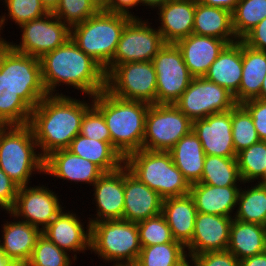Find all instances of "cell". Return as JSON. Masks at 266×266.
<instances>
[{"mask_svg":"<svg viewBox=\"0 0 266 266\" xmlns=\"http://www.w3.org/2000/svg\"><path fill=\"white\" fill-rule=\"evenodd\" d=\"M92 106L93 97L91 102H86L60 93L42 99L32 110L29 126L43 158L69 147L80 133L84 114Z\"/></svg>","mask_w":266,"mask_h":266,"instance_id":"6da1fadb","label":"cell"},{"mask_svg":"<svg viewBox=\"0 0 266 266\" xmlns=\"http://www.w3.org/2000/svg\"><path fill=\"white\" fill-rule=\"evenodd\" d=\"M40 63L42 81L48 95H59L57 86L60 85L72 86L88 95L89 99L106 89L104 69L80 50L71 38L45 53Z\"/></svg>","mask_w":266,"mask_h":266,"instance_id":"7a4b0ae2","label":"cell"},{"mask_svg":"<svg viewBox=\"0 0 266 266\" xmlns=\"http://www.w3.org/2000/svg\"><path fill=\"white\" fill-rule=\"evenodd\" d=\"M149 105L118 98L106 89L93 96V106L103 115L111 135V145L125 158L142 149Z\"/></svg>","mask_w":266,"mask_h":266,"instance_id":"3957f363","label":"cell"},{"mask_svg":"<svg viewBox=\"0 0 266 266\" xmlns=\"http://www.w3.org/2000/svg\"><path fill=\"white\" fill-rule=\"evenodd\" d=\"M37 148L29 125L0 126V168L19 187L28 185L32 174L44 173V158Z\"/></svg>","mask_w":266,"mask_h":266,"instance_id":"277c9868","label":"cell"},{"mask_svg":"<svg viewBox=\"0 0 266 266\" xmlns=\"http://www.w3.org/2000/svg\"><path fill=\"white\" fill-rule=\"evenodd\" d=\"M132 18L100 9L82 23L71 27V39L80 50L104 70L112 61L121 34Z\"/></svg>","mask_w":266,"mask_h":266,"instance_id":"5b68a950","label":"cell"},{"mask_svg":"<svg viewBox=\"0 0 266 266\" xmlns=\"http://www.w3.org/2000/svg\"><path fill=\"white\" fill-rule=\"evenodd\" d=\"M124 165L163 199L189 194L190 185L175 166L169 152L140 149L127 155Z\"/></svg>","mask_w":266,"mask_h":266,"instance_id":"8992f818","label":"cell"},{"mask_svg":"<svg viewBox=\"0 0 266 266\" xmlns=\"http://www.w3.org/2000/svg\"><path fill=\"white\" fill-rule=\"evenodd\" d=\"M90 251L114 264H135L141 251L137 223L106 220L90 224Z\"/></svg>","mask_w":266,"mask_h":266,"instance_id":"52a82bcc","label":"cell"},{"mask_svg":"<svg viewBox=\"0 0 266 266\" xmlns=\"http://www.w3.org/2000/svg\"><path fill=\"white\" fill-rule=\"evenodd\" d=\"M192 130V121L174 104L149 105L142 149L169 152Z\"/></svg>","mask_w":266,"mask_h":266,"instance_id":"ba28073f","label":"cell"},{"mask_svg":"<svg viewBox=\"0 0 266 266\" xmlns=\"http://www.w3.org/2000/svg\"><path fill=\"white\" fill-rule=\"evenodd\" d=\"M156 88L157 75L152 61L119 64L106 74V90L124 100L156 104Z\"/></svg>","mask_w":266,"mask_h":266,"instance_id":"9c48e42d","label":"cell"},{"mask_svg":"<svg viewBox=\"0 0 266 266\" xmlns=\"http://www.w3.org/2000/svg\"><path fill=\"white\" fill-rule=\"evenodd\" d=\"M141 18V19H140ZM132 18L125 26L115 55L108 67L107 74L114 66L119 64L152 61L165 42L158 29L151 27L147 20ZM146 21V22H145Z\"/></svg>","mask_w":266,"mask_h":266,"instance_id":"30bf717a","label":"cell"},{"mask_svg":"<svg viewBox=\"0 0 266 266\" xmlns=\"http://www.w3.org/2000/svg\"><path fill=\"white\" fill-rule=\"evenodd\" d=\"M152 62L157 75L156 104H174L194 78L180 49L174 43H165Z\"/></svg>","mask_w":266,"mask_h":266,"instance_id":"8fae6325","label":"cell"},{"mask_svg":"<svg viewBox=\"0 0 266 266\" xmlns=\"http://www.w3.org/2000/svg\"><path fill=\"white\" fill-rule=\"evenodd\" d=\"M19 27L22 32L19 44L10 41L6 43L19 53L37 58L60 47L71 37V28L53 12L23 23Z\"/></svg>","mask_w":266,"mask_h":266,"instance_id":"7c38bea8","label":"cell"},{"mask_svg":"<svg viewBox=\"0 0 266 266\" xmlns=\"http://www.w3.org/2000/svg\"><path fill=\"white\" fill-rule=\"evenodd\" d=\"M236 104L230 92L204 77L193 78L188 88L174 103L191 121L228 111Z\"/></svg>","mask_w":266,"mask_h":266,"instance_id":"4fadbf2b","label":"cell"},{"mask_svg":"<svg viewBox=\"0 0 266 266\" xmlns=\"http://www.w3.org/2000/svg\"><path fill=\"white\" fill-rule=\"evenodd\" d=\"M62 209L64 207L53 190H49L44 185H34V187L26 185L19 187L15 205L9 212L16 219L43 231Z\"/></svg>","mask_w":266,"mask_h":266,"instance_id":"5bb4252c","label":"cell"},{"mask_svg":"<svg viewBox=\"0 0 266 266\" xmlns=\"http://www.w3.org/2000/svg\"><path fill=\"white\" fill-rule=\"evenodd\" d=\"M10 84L34 109L48 95L42 81L40 58L19 53L10 47Z\"/></svg>","mask_w":266,"mask_h":266,"instance_id":"9a60e30c","label":"cell"},{"mask_svg":"<svg viewBox=\"0 0 266 266\" xmlns=\"http://www.w3.org/2000/svg\"><path fill=\"white\" fill-rule=\"evenodd\" d=\"M192 130L206 155L236 158L232 136V109L192 121Z\"/></svg>","mask_w":266,"mask_h":266,"instance_id":"2e32d148","label":"cell"},{"mask_svg":"<svg viewBox=\"0 0 266 266\" xmlns=\"http://www.w3.org/2000/svg\"><path fill=\"white\" fill-rule=\"evenodd\" d=\"M233 217L197 212L194 234L185 246L188 258L215 251H226Z\"/></svg>","mask_w":266,"mask_h":266,"instance_id":"e0dca14e","label":"cell"},{"mask_svg":"<svg viewBox=\"0 0 266 266\" xmlns=\"http://www.w3.org/2000/svg\"><path fill=\"white\" fill-rule=\"evenodd\" d=\"M97 214L89 224L106 220H123L124 165L112 172H104L92 185Z\"/></svg>","mask_w":266,"mask_h":266,"instance_id":"ac0fdd59","label":"cell"},{"mask_svg":"<svg viewBox=\"0 0 266 266\" xmlns=\"http://www.w3.org/2000/svg\"><path fill=\"white\" fill-rule=\"evenodd\" d=\"M163 198L133 176L124 165L123 220L140 222L162 213Z\"/></svg>","mask_w":266,"mask_h":266,"instance_id":"d6986e66","label":"cell"},{"mask_svg":"<svg viewBox=\"0 0 266 266\" xmlns=\"http://www.w3.org/2000/svg\"><path fill=\"white\" fill-rule=\"evenodd\" d=\"M32 108L10 84V46L0 48V126L29 125Z\"/></svg>","mask_w":266,"mask_h":266,"instance_id":"ffe728a7","label":"cell"},{"mask_svg":"<svg viewBox=\"0 0 266 266\" xmlns=\"http://www.w3.org/2000/svg\"><path fill=\"white\" fill-rule=\"evenodd\" d=\"M79 218L75 213L62 209L42 231V235L69 254L72 251L85 254L86 250H90L91 230L89 223L85 230L84 222Z\"/></svg>","mask_w":266,"mask_h":266,"instance_id":"44dd1931","label":"cell"},{"mask_svg":"<svg viewBox=\"0 0 266 266\" xmlns=\"http://www.w3.org/2000/svg\"><path fill=\"white\" fill-rule=\"evenodd\" d=\"M104 171L95 163L61 149L50 153L44 158V174L61 180L80 182L93 185Z\"/></svg>","mask_w":266,"mask_h":266,"instance_id":"7402d4cb","label":"cell"},{"mask_svg":"<svg viewBox=\"0 0 266 266\" xmlns=\"http://www.w3.org/2000/svg\"><path fill=\"white\" fill-rule=\"evenodd\" d=\"M196 0H167L157 9L158 31L165 43H176L193 32Z\"/></svg>","mask_w":266,"mask_h":266,"instance_id":"603a6c76","label":"cell"},{"mask_svg":"<svg viewBox=\"0 0 266 266\" xmlns=\"http://www.w3.org/2000/svg\"><path fill=\"white\" fill-rule=\"evenodd\" d=\"M180 49L190 74L204 77L227 43L212 36L191 34L175 43Z\"/></svg>","mask_w":266,"mask_h":266,"instance_id":"cb8c5ba5","label":"cell"},{"mask_svg":"<svg viewBox=\"0 0 266 266\" xmlns=\"http://www.w3.org/2000/svg\"><path fill=\"white\" fill-rule=\"evenodd\" d=\"M10 217H14V222L6 221L2 225V237L0 246L7 257L17 266H25L29 261L33 248L42 231L31 224L15 219L10 212H6ZM17 220V221H15Z\"/></svg>","mask_w":266,"mask_h":266,"instance_id":"d4e9b609","label":"cell"},{"mask_svg":"<svg viewBox=\"0 0 266 266\" xmlns=\"http://www.w3.org/2000/svg\"><path fill=\"white\" fill-rule=\"evenodd\" d=\"M204 78L224 87L238 104V90L242 78V40L227 44L210 65Z\"/></svg>","mask_w":266,"mask_h":266,"instance_id":"484cf974","label":"cell"},{"mask_svg":"<svg viewBox=\"0 0 266 266\" xmlns=\"http://www.w3.org/2000/svg\"><path fill=\"white\" fill-rule=\"evenodd\" d=\"M241 187H219L198 182L190 185L189 195L194 200L197 212L234 217L232 214L237 208Z\"/></svg>","mask_w":266,"mask_h":266,"instance_id":"4316f807","label":"cell"},{"mask_svg":"<svg viewBox=\"0 0 266 266\" xmlns=\"http://www.w3.org/2000/svg\"><path fill=\"white\" fill-rule=\"evenodd\" d=\"M162 214L170 227L173 239L186 246L194 234L197 209L188 194L163 199Z\"/></svg>","mask_w":266,"mask_h":266,"instance_id":"83f0119b","label":"cell"},{"mask_svg":"<svg viewBox=\"0 0 266 266\" xmlns=\"http://www.w3.org/2000/svg\"><path fill=\"white\" fill-rule=\"evenodd\" d=\"M192 34L212 36L227 44L237 42L233 29L232 12L196 2Z\"/></svg>","mask_w":266,"mask_h":266,"instance_id":"f1b7e54d","label":"cell"},{"mask_svg":"<svg viewBox=\"0 0 266 266\" xmlns=\"http://www.w3.org/2000/svg\"><path fill=\"white\" fill-rule=\"evenodd\" d=\"M169 153L189 185L200 182L206 154L193 130L184 135Z\"/></svg>","mask_w":266,"mask_h":266,"instance_id":"f546056e","label":"cell"},{"mask_svg":"<svg viewBox=\"0 0 266 266\" xmlns=\"http://www.w3.org/2000/svg\"><path fill=\"white\" fill-rule=\"evenodd\" d=\"M266 75V51L254 49L242 41V78L238 104L259 97Z\"/></svg>","mask_w":266,"mask_h":266,"instance_id":"4dcf8cb0","label":"cell"},{"mask_svg":"<svg viewBox=\"0 0 266 266\" xmlns=\"http://www.w3.org/2000/svg\"><path fill=\"white\" fill-rule=\"evenodd\" d=\"M227 251L231 252L238 260L265 252V228L263 225L233 219Z\"/></svg>","mask_w":266,"mask_h":266,"instance_id":"1f68e13d","label":"cell"},{"mask_svg":"<svg viewBox=\"0 0 266 266\" xmlns=\"http://www.w3.org/2000/svg\"><path fill=\"white\" fill-rule=\"evenodd\" d=\"M70 152L98 165L104 172H112L124 165V158L109 143L78 134L67 148Z\"/></svg>","mask_w":266,"mask_h":266,"instance_id":"d6a6232c","label":"cell"},{"mask_svg":"<svg viewBox=\"0 0 266 266\" xmlns=\"http://www.w3.org/2000/svg\"><path fill=\"white\" fill-rule=\"evenodd\" d=\"M247 189H240L237 209L233 219L264 225L266 221V184L256 182Z\"/></svg>","mask_w":266,"mask_h":266,"instance_id":"836d02e7","label":"cell"},{"mask_svg":"<svg viewBox=\"0 0 266 266\" xmlns=\"http://www.w3.org/2000/svg\"><path fill=\"white\" fill-rule=\"evenodd\" d=\"M239 182L243 183L236 158L206 155L199 183L227 187L240 186Z\"/></svg>","mask_w":266,"mask_h":266,"instance_id":"e575fe53","label":"cell"},{"mask_svg":"<svg viewBox=\"0 0 266 266\" xmlns=\"http://www.w3.org/2000/svg\"><path fill=\"white\" fill-rule=\"evenodd\" d=\"M137 266H182L189 258L180 242L141 246Z\"/></svg>","mask_w":266,"mask_h":266,"instance_id":"d590c367","label":"cell"},{"mask_svg":"<svg viewBox=\"0 0 266 266\" xmlns=\"http://www.w3.org/2000/svg\"><path fill=\"white\" fill-rule=\"evenodd\" d=\"M242 184L261 182L266 173V141L252 144L236 155Z\"/></svg>","mask_w":266,"mask_h":266,"instance_id":"8d00e7d4","label":"cell"},{"mask_svg":"<svg viewBox=\"0 0 266 266\" xmlns=\"http://www.w3.org/2000/svg\"><path fill=\"white\" fill-rule=\"evenodd\" d=\"M266 18V0H240L232 12L233 29L241 40L251 29Z\"/></svg>","mask_w":266,"mask_h":266,"instance_id":"74e56055","label":"cell"},{"mask_svg":"<svg viewBox=\"0 0 266 266\" xmlns=\"http://www.w3.org/2000/svg\"><path fill=\"white\" fill-rule=\"evenodd\" d=\"M232 136L236 154L260 141L252 115L242 104L232 108Z\"/></svg>","mask_w":266,"mask_h":266,"instance_id":"f35d334b","label":"cell"},{"mask_svg":"<svg viewBox=\"0 0 266 266\" xmlns=\"http://www.w3.org/2000/svg\"><path fill=\"white\" fill-rule=\"evenodd\" d=\"M70 257L68 252L60 249L41 234L25 266H71L73 263L71 260H77V255Z\"/></svg>","mask_w":266,"mask_h":266,"instance_id":"ab89813d","label":"cell"},{"mask_svg":"<svg viewBox=\"0 0 266 266\" xmlns=\"http://www.w3.org/2000/svg\"><path fill=\"white\" fill-rule=\"evenodd\" d=\"M101 9V0H60L53 14L70 28Z\"/></svg>","mask_w":266,"mask_h":266,"instance_id":"60d3db41","label":"cell"},{"mask_svg":"<svg viewBox=\"0 0 266 266\" xmlns=\"http://www.w3.org/2000/svg\"><path fill=\"white\" fill-rule=\"evenodd\" d=\"M137 228L141 246L178 242L173 239L170 227L162 213L137 222Z\"/></svg>","mask_w":266,"mask_h":266,"instance_id":"b9f144b4","label":"cell"},{"mask_svg":"<svg viewBox=\"0 0 266 266\" xmlns=\"http://www.w3.org/2000/svg\"><path fill=\"white\" fill-rule=\"evenodd\" d=\"M2 2L8 10L7 18H10L17 26L49 13L41 0H3Z\"/></svg>","mask_w":266,"mask_h":266,"instance_id":"7bdbcfd3","label":"cell"},{"mask_svg":"<svg viewBox=\"0 0 266 266\" xmlns=\"http://www.w3.org/2000/svg\"><path fill=\"white\" fill-rule=\"evenodd\" d=\"M79 134L111 144V135L105 119L94 106L84 114Z\"/></svg>","mask_w":266,"mask_h":266,"instance_id":"ee69618b","label":"cell"},{"mask_svg":"<svg viewBox=\"0 0 266 266\" xmlns=\"http://www.w3.org/2000/svg\"><path fill=\"white\" fill-rule=\"evenodd\" d=\"M190 260L195 266H239V260L227 250L197 254Z\"/></svg>","mask_w":266,"mask_h":266,"instance_id":"f6af8a7d","label":"cell"},{"mask_svg":"<svg viewBox=\"0 0 266 266\" xmlns=\"http://www.w3.org/2000/svg\"><path fill=\"white\" fill-rule=\"evenodd\" d=\"M252 115L260 141H266V101L252 99L242 104Z\"/></svg>","mask_w":266,"mask_h":266,"instance_id":"bcb514c9","label":"cell"},{"mask_svg":"<svg viewBox=\"0 0 266 266\" xmlns=\"http://www.w3.org/2000/svg\"><path fill=\"white\" fill-rule=\"evenodd\" d=\"M19 186L0 168V206L9 212L15 205Z\"/></svg>","mask_w":266,"mask_h":266,"instance_id":"7dc6e473","label":"cell"},{"mask_svg":"<svg viewBox=\"0 0 266 266\" xmlns=\"http://www.w3.org/2000/svg\"><path fill=\"white\" fill-rule=\"evenodd\" d=\"M241 40L254 49L266 51V18L251 29Z\"/></svg>","mask_w":266,"mask_h":266,"instance_id":"c3c4849f","label":"cell"},{"mask_svg":"<svg viewBox=\"0 0 266 266\" xmlns=\"http://www.w3.org/2000/svg\"><path fill=\"white\" fill-rule=\"evenodd\" d=\"M139 5V0H101V9L116 13L126 15L130 18H139L134 16L129 9Z\"/></svg>","mask_w":266,"mask_h":266,"instance_id":"681fc988","label":"cell"},{"mask_svg":"<svg viewBox=\"0 0 266 266\" xmlns=\"http://www.w3.org/2000/svg\"><path fill=\"white\" fill-rule=\"evenodd\" d=\"M240 0H196L206 6H213L217 8L227 9L233 12Z\"/></svg>","mask_w":266,"mask_h":266,"instance_id":"f907efd6","label":"cell"},{"mask_svg":"<svg viewBox=\"0 0 266 266\" xmlns=\"http://www.w3.org/2000/svg\"><path fill=\"white\" fill-rule=\"evenodd\" d=\"M239 266H266V251L239 260Z\"/></svg>","mask_w":266,"mask_h":266,"instance_id":"816d5d0a","label":"cell"},{"mask_svg":"<svg viewBox=\"0 0 266 266\" xmlns=\"http://www.w3.org/2000/svg\"><path fill=\"white\" fill-rule=\"evenodd\" d=\"M167 0H139V4L140 6H144L146 5L151 7V8H157L159 6H162ZM142 3V4H141Z\"/></svg>","mask_w":266,"mask_h":266,"instance_id":"f5cc1de1","label":"cell"},{"mask_svg":"<svg viewBox=\"0 0 266 266\" xmlns=\"http://www.w3.org/2000/svg\"><path fill=\"white\" fill-rule=\"evenodd\" d=\"M60 0H41L42 5L46 8L48 12H54L59 5Z\"/></svg>","mask_w":266,"mask_h":266,"instance_id":"db71d44e","label":"cell"},{"mask_svg":"<svg viewBox=\"0 0 266 266\" xmlns=\"http://www.w3.org/2000/svg\"><path fill=\"white\" fill-rule=\"evenodd\" d=\"M0 266H17L15 263H13L5 254L3 249L0 246Z\"/></svg>","mask_w":266,"mask_h":266,"instance_id":"11a10c76","label":"cell"},{"mask_svg":"<svg viewBox=\"0 0 266 266\" xmlns=\"http://www.w3.org/2000/svg\"><path fill=\"white\" fill-rule=\"evenodd\" d=\"M6 17L7 16L5 14L0 16V34L2 33L1 30H3V28H5L4 25H5L6 21L8 20ZM6 41L7 40L4 39L3 37H1V35H0V48L6 43Z\"/></svg>","mask_w":266,"mask_h":266,"instance_id":"9f6ffc18","label":"cell"},{"mask_svg":"<svg viewBox=\"0 0 266 266\" xmlns=\"http://www.w3.org/2000/svg\"><path fill=\"white\" fill-rule=\"evenodd\" d=\"M257 99L266 101V75L264 77V80L261 86V91Z\"/></svg>","mask_w":266,"mask_h":266,"instance_id":"6f0895ef","label":"cell"},{"mask_svg":"<svg viewBox=\"0 0 266 266\" xmlns=\"http://www.w3.org/2000/svg\"><path fill=\"white\" fill-rule=\"evenodd\" d=\"M182 266H195L194 263L189 259Z\"/></svg>","mask_w":266,"mask_h":266,"instance_id":"680465c9","label":"cell"},{"mask_svg":"<svg viewBox=\"0 0 266 266\" xmlns=\"http://www.w3.org/2000/svg\"><path fill=\"white\" fill-rule=\"evenodd\" d=\"M112 266H137L136 264H114Z\"/></svg>","mask_w":266,"mask_h":266,"instance_id":"91938a15","label":"cell"},{"mask_svg":"<svg viewBox=\"0 0 266 266\" xmlns=\"http://www.w3.org/2000/svg\"><path fill=\"white\" fill-rule=\"evenodd\" d=\"M260 183L266 184V173H265V177L263 178V180Z\"/></svg>","mask_w":266,"mask_h":266,"instance_id":"94428289","label":"cell"},{"mask_svg":"<svg viewBox=\"0 0 266 266\" xmlns=\"http://www.w3.org/2000/svg\"><path fill=\"white\" fill-rule=\"evenodd\" d=\"M263 227H264V228H265V230H266V221H265V223H264Z\"/></svg>","mask_w":266,"mask_h":266,"instance_id":"6125c7cd","label":"cell"}]
</instances>
